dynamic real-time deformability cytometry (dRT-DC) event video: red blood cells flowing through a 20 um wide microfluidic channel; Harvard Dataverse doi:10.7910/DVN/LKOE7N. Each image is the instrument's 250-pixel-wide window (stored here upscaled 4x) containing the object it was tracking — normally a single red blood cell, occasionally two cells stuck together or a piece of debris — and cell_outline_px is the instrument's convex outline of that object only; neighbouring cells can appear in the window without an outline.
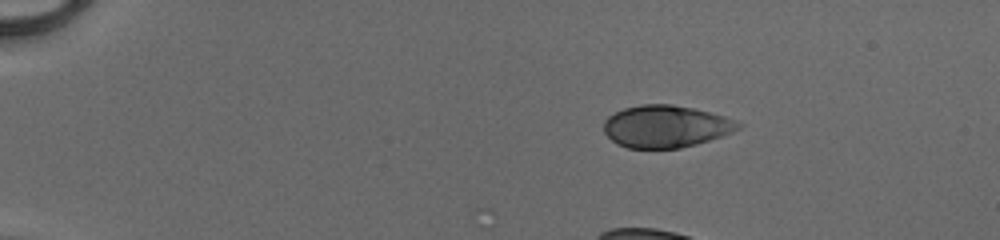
{"species": "human", "species_latin": "Homo sapiens", "temperature_condition": "cold", "stored_images_in_passage": 15, "camera_frame_rate_fps": 3000, "um_per_image_px": 0.085, "donor": {"sex": "male"}, "frame": {"image": 1, "passage_image": 1, "time_ms": 0.0, "image_size_px": [1000, 240], "cell_outline_px": [[744, 124], [740, 128], [732, 132], [696, 144], [680, 148], [628, 148], [616, 144], [604, 132], [604, 120], [608, 116], [624, 108], [640, 104], [672, 104], [692, 108], [724, 116], [736, 120]], "centroid_in_image_um": [56.58, 10.74], "position_along_channel_um": 28.4, "area_um2": 33.0}}